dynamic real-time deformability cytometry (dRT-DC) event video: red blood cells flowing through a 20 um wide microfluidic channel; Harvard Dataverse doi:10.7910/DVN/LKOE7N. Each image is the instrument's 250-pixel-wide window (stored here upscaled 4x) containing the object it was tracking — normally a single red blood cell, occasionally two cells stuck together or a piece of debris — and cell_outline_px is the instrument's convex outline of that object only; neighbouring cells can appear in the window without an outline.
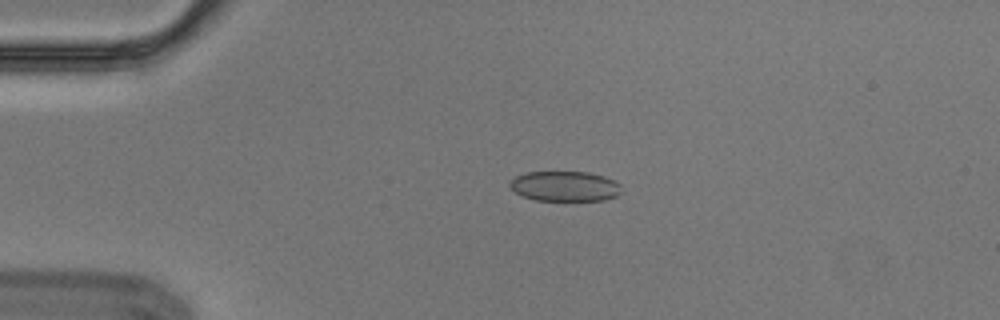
{"species": "Egyptian fruit bat (a non-hibernating species)", "species_latin": "Rousettus aegyptiacus", "temperature_condition": "cold", "stored_images_in_passage": 5, "camera_frame_rate_fps": 3000, "um_per_image_px": 0.085, "animal": {"sex": "male"}, "frame": {"image": 1, "passage_image": 4, "time_ms": 1.0, "image_size_px": [1000, 320], "cell_outline_px": [[620, 192], [616, 196], [604, 200], [536, 200], [524, 196], [516, 192], [508, 184], [516, 176], [524, 172], [588, 172], [604, 176], [616, 180], [620, 184]], "centroid_in_image_um": [48.04, 15.82], "position_along_channel_um": 37.0, "area_um2": 19.48}}